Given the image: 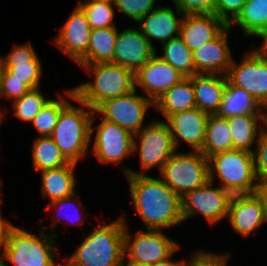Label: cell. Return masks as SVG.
<instances>
[{"mask_svg":"<svg viewBox=\"0 0 267 266\" xmlns=\"http://www.w3.org/2000/svg\"><path fill=\"white\" fill-rule=\"evenodd\" d=\"M92 151L103 163L119 164L133 151L134 135L119 125L102 119L96 126Z\"/></svg>","mask_w":267,"mask_h":266,"instance_id":"13","label":"cell"},{"mask_svg":"<svg viewBox=\"0 0 267 266\" xmlns=\"http://www.w3.org/2000/svg\"><path fill=\"white\" fill-rule=\"evenodd\" d=\"M72 100L80 103L82 107L68 104L59 114L57 124L50 135L61 154L68 162L75 163L85 157L86 151L94 132L93 117L95 111L75 98L73 88L67 90ZM88 109V110H85Z\"/></svg>","mask_w":267,"mask_h":266,"instance_id":"2","label":"cell"},{"mask_svg":"<svg viewBox=\"0 0 267 266\" xmlns=\"http://www.w3.org/2000/svg\"><path fill=\"white\" fill-rule=\"evenodd\" d=\"M183 76L169 63L155 53L151 59L135 73V85H139L154 103Z\"/></svg>","mask_w":267,"mask_h":266,"instance_id":"14","label":"cell"},{"mask_svg":"<svg viewBox=\"0 0 267 266\" xmlns=\"http://www.w3.org/2000/svg\"><path fill=\"white\" fill-rule=\"evenodd\" d=\"M261 48L267 53V35L263 38Z\"/></svg>","mask_w":267,"mask_h":266,"instance_id":"49","label":"cell"},{"mask_svg":"<svg viewBox=\"0 0 267 266\" xmlns=\"http://www.w3.org/2000/svg\"><path fill=\"white\" fill-rule=\"evenodd\" d=\"M91 36V26L86 13L78 5L54 39L56 45L79 63L86 55Z\"/></svg>","mask_w":267,"mask_h":266,"instance_id":"16","label":"cell"},{"mask_svg":"<svg viewBox=\"0 0 267 266\" xmlns=\"http://www.w3.org/2000/svg\"><path fill=\"white\" fill-rule=\"evenodd\" d=\"M149 266H184V261L175 262V261H172L169 256L168 258L161 260L159 262H156L155 264H152Z\"/></svg>","mask_w":267,"mask_h":266,"instance_id":"46","label":"cell"},{"mask_svg":"<svg viewBox=\"0 0 267 266\" xmlns=\"http://www.w3.org/2000/svg\"><path fill=\"white\" fill-rule=\"evenodd\" d=\"M226 78L249 92L262 108L267 107V53L261 47L251 50L239 64L232 59Z\"/></svg>","mask_w":267,"mask_h":266,"instance_id":"8","label":"cell"},{"mask_svg":"<svg viewBox=\"0 0 267 266\" xmlns=\"http://www.w3.org/2000/svg\"><path fill=\"white\" fill-rule=\"evenodd\" d=\"M101 1H109V2L114 3L115 0H101Z\"/></svg>","mask_w":267,"mask_h":266,"instance_id":"52","label":"cell"},{"mask_svg":"<svg viewBox=\"0 0 267 266\" xmlns=\"http://www.w3.org/2000/svg\"><path fill=\"white\" fill-rule=\"evenodd\" d=\"M154 102L148 97L131 93L101 103L94 111L101 113L106 121L115 123L131 134H137L144 126L146 110Z\"/></svg>","mask_w":267,"mask_h":266,"instance_id":"11","label":"cell"},{"mask_svg":"<svg viewBox=\"0 0 267 266\" xmlns=\"http://www.w3.org/2000/svg\"><path fill=\"white\" fill-rule=\"evenodd\" d=\"M164 55L159 56L169 63L174 69L178 70L183 76L190 77L196 75L193 61V51L178 36L162 44Z\"/></svg>","mask_w":267,"mask_h":266,"instance_id":"30","label":"cell"},{"mask_svg":"<svg viewBox=\"0 0 267 266\" xmlns=\"http://www.w3.org/2000/svg\"><path fill=\"white\" fill-rule=\"evenodd\" d=\"M2 119H3V113H0V123Z\"/></svg>","mask_w":267,"mask_h":266,"instance_id":"51","label":"cell"},{"mask_svg":"<svg viewBox=\"0 0 267 266\" xmlns=\"http://www.w3.org/2000/svg\"><path fill=\"white\" fill-rule=\"evenodd\" d=\"M242 114L262 115L263 108L249 92L232 85L226 78L223 100L216 115L222 118H229Z\"/></svg>","mask_w":267,"mask_h":266,"instance_id":"24","label":"cell"},{"mask_svg":"<svg viewBox=\"0 0 267 266\" xmlns=\"http://www.w3.org/2000/svg\"><path fill=\"white\" fill-rule=\"evenodd\" d=\"M48 100L45 99L39 88L29 90L21 98L13 101L14 115L31 123Z\"/></svg>","mask_w":267,"mask_h":266,"instance_id":"34","label":"cell"},{"mask_svg":"<svg viewBox=\"0 0 267 266\" xmlns=\"http://www.w3.org/2000/svg\"><path fill=\"white\" fill-rule=\"evenodd\" d=\"M212 182L191 190L181 198V212L185 221L196 214L203 216L211 224L228 217L229 202L232 194L222 187L212 188Z\"/></svg>","mask_w":267,"mask_h":266,"instance_id":"12","label":"cell"},{"mask_svg":"<svg viewBox=\"0 0 267 266\" xmlns=\"http://www.w3.org/2000/svg\"><path fill=\"white\" fill-rule=\"evenodd\" d=\"M162 181L181 198L209 180V161L201 152H175L160 171Z\"/></svg>","mask_w":267,"mask_h":266,"instance_id":"6","label":"cell"},{"mask_svg":"<svg viewBox=\"0 0 267 266\" xmlns=\"http://www.w3.org/2000/svg\"><path fill=\"white\" fill-rule=\"evenodd\" d=\"M0 266H7L6 263H4L3 260H0Z\"/></svg>","mask_w":267,"mask_h":266,"instance_id":"50","label":"cell"},{"mask_svg":"<svg viewBox=\"0 0 267 266\" xmlns=\"http://www.w3.org/2000/svg\"><path fill=\"white\" fill-rule=\"evenodd\" d=\"M156 0H115L114 5L123 14L138 22L143 16L153 11Z\"/></svg>","mask_w":267,"mask_h":266,"instance_id":"36","label":"cell"},{"mask_svg":"<svg viewBox=\"0 0 267 266\" xmlns=\"http://www.w3.org/2000/svg\"><path fill=\"white\" fill-rule=\"evenodd\" d=\"M258 182L255 194L261 199L267 218V178H261Z\"/></svg>","mask_w":267,"mask_h":266,"instance_id":"44","label":"cell"},{"mask_svg":"<svg viewBox=\"0 0 267 266\" xmlns=\"http://www.w3.org/2000/svg\"><path fill=\"white\" fill-rule=\"evenodd\" d=\"M155 51L140 29H125L117 34L112 63L135 74L151 59Z\"/></svg>","mask_w":267,"mask_h":266,"instance_id":"15","label":"cell"},{"mask_svg":"<svg viewBox=\"0 0 267 266\" xmlns=\"http://www.w3.org/2000/svg\"><path fill=\"white\" fill-rule=\"evenodd\" d=\"M229 30L230 26H227L215 39L193 51V61L197 74L226 76L233 59L227 43Z\"/></svg>","mask_w":267,"mask_h":266,"instance_id":"19","label":"cell"},{"mask_svg":"<svg viewBox=\"0 0 267 266\" xmlns=\"http://www.w3.org/2000/svg\"><path fill=\"white\" fill-rule=\"evenodd\" d=\"M209 180L213 183L216 170L222 188L232 195L253 194L258 184L253 153L244 150H229L208 157ZM215 169V170H213Z\"/></svg>","mask_w":267,"mask_h":266,"instance_id":"5","label":"cell"},{"mask_svg":"<svg viewBox=\"0 0 267 266\" xmlns=\"http://www.w3.org/2000/svg\"><path fill=\"white\" fill-rule=\"evenodd\" d=\"M209 114L194 107L183 112L170 115L166 120L169 125L175 148L180 139L201 152L206 136Z\"/></svg>","mask_w":267,"mask_h":266,"instance_id":"17","label":"cell"},{"mask_svg":"<svg viewBox=\"0 0 267 266\" xmlns=\"http://www.w3.org/2000/svg\"><path fill=\"white\" fill-rule=\"evenodd\" d=\"M41 226V238L14 227L8 236L3 258L15 266H57L54 260V231L47 236ZM54 234V235H53Z\"/></svg>","mask_w":267,"mask_h":266,"instance_id":"7","label":"cell"},{"mask_svg":"<svg viewBox=\"0 0 267 266\" xmlns=\"http://www.w3.org/2000/svg\"><path fill=\"white\" fill-rule=\"evenodd\" d=\"M229 150H233V143L227 118L209 115L201 153L208 158L215 153Z\"/></svg>","mask_w":267,"mask_h":266,"instance_id":"29","label":"cell"},{"mask_svg":"<svg viewBox=\"0 0 267 266\" xmlns=\"http://www.w3.org/2000/svg\"><path fill=\"white\" fill-rule=\"evenodd\" d=\"M178 15L214 13L217 0H173Z\"/></svg>","mask_w":267,"mask_h":266,"instance_id":"38","label":"cell"},{"mask_svg":"<svg viewBox=\"0 0 267 266\" xmlns=\"http://www.w3.org/2000/svg\"><path fill=\"white\" fill-rule=\"evenodd\" d=\"M229 255L226 254H212L205 251H197L190 259L187 266H227V259ZM184 266L186 264L184 263Z\"/></svg>","mask_w":267,"mask_h":266,"instance_id":"42","label":"cell"},{"mask_svg":"<svg viewBox=\"0 0 267 266\" xmlns=\"http://www.w3.org/2000/svg\"><path fill=\"white\" fill-rule=\"evenodd\" d=\"M180 246L160 230L137 231L132 238L126 226L124 230V257L137 264L152 265L164 260Z\"/></svg>","mask_w":267,"mask_h":266,"instance_id":"10","label":"cell"},{"mask_svg":"<svg viewBox=\"0 0 267 266\" xmlns=\"http://www.w3.org/2000/svg\"><path fill=\"white\" fill-rule=\"evenodd\" d=\"M184 14L180 19H177L174 11L169 7H157L153 11L143 16L138 22L140 23L141 33L152 44L150 37L161 40L164 44L167 41L180 36L181 25ZM176 34V36L174 35Z\"/></svg>","mask_w":267,"mask_h":266,"instance_id":"21","label":"cell"},{"mask_svg":"<svg viewBox=\"0 0 267 266\" xmlns=\"http://www.w3.org/2000/svg\"><path fill=\"white\" fill-rule=\"evenodd\" d=\"M155 108L167 119L170 115L196 107L192 81L183 78L169 88L155 103Z\"/></svg>","mask_w":267,"mask_h":266,"instance_id":"25","label":"cell"},{"mask_svg":"<svg viewBox=\"0 0 267 266\" xmlns=\"http://www.w3.org/2000/svg\"><path fill=\"white\" fill-rule=\"evenodd\" d=\"M86 13L91 29L116 27L113 23L114 9L112 2L101 0H87L78 3Z\"/></svg>","mask_w":267,"mask_h":266,"instance_id":"33","label":"cell"},{"mask_svg":"<svg viewBox=\"0 0 267 266\" xmlns=\"http://www.w3.org/2000/svg\"><path fill=\"white\" fill-rule=\"evenodd\" d=\"M227 25L212 13L184 14L180 37L191 50L215 39Z\"/></svg>","mask_w":267,"mask_h":266,"instance_id":"20","label":"cell"},{"mask_svg":"<svg viewBox=\"0 0 267 266\" xmlns=\"http://www.w3.org/2000/svg\"><path fill=\"white\" fill-rule=\"evenodd\" d=\"M124 260H125V257L123 259V262H122L121 266H149V265H144V264H137V263L130 262V261H128L127 265H126V264H124L125 263Z\"/></svg>","mask_w":267,"mask_h":266,"instance_id":"48","label":"cell"},{"mask_svg":"<svg viewBox=\"0 0 267 266\" xmlns=\"http://www.w3.org/2000/svg\"><path fill=\"white\" fill-rule=\"evenodd\" d=\"M136 136L140 141L139 146ZM138 147L142 172L157 165L161 171L163 165L176 152L169 125L164 121L151 122L135 134L133 151L138 150Z\"/></svg>","mask_w":267,"mask_h":266,"instance_id":"9","label":"cell"},{"mask_svg":"<svg viewBox=\"0 0 267 266\" xmlns=\"http://www.w3.org/2000/svg\"><path fill=\"white\" fill-rule=\"evenodd\" d=\"M246 2L247 0H217L213 14L229 26L241 13Z\"/></svg>","mask_w":267,"mask_h":266,"instance_id":"39","label":"cell"},{"mask_svg":"<svg viewBox=\"0 0 267 266\" xmlns=\"http://www.w3.org/2000/svg\"><path fill=\"white\" fill-rule=\"evenodd\" d=\"M75 196V194L74 195H71V196H68V197H65V198H61V199H58V200H55V201H53V202H51V204H49L48 203V208H47V210L49 211L50 210V208H51V206H61L62 207V205L63 204H66L65 205V207L66 206H68V208L70 207V205L72 206L73 205V203H74V201L72 200V198ZM64 206V205H63ZM67 208V207H66ZM75 216V215H74ZM73 216V217H74ZM71 217V216H70ZM80 218V219H79ZM79 218L78 219H76L75 220V223H73V224H76V225H78L79 227L83 224V222H81L80 220H81V215L79 216Z\"/></svg>","mask_w":267,"mask_h":266,"instance_id":"45","label":"cell"},{"mask_svg":"<svg viewBox=\"0 0 267 266\" xmlns=\"http://www.w3.org/2000/svg\"><path fill=\"white\" fill-rule=\"evenodd\" d=\"M192 81L196 108L215 115L220 108L226 88V76L219 74H196Z\"/></svg>","mask_w":267,"mask_h":266,"instance_id":"22","label":"cell"},{"mask_svg":"<svg viewBox=\"0 0 267 266\" xmlns=\"http://www.w3.org/2000/svg\"><path fill=\"white\" fill-rule=\"evenodd\" d=\"M117 28L91 29L87 55L78 64L112 63Z\"/></svg>","mask_w":267,"mask_h":266,"instance_id":"26","label":"cell"},{"mask_svg":"<svg viewBox=\"0 0 267 266\" xmlns=\"http://www.w3.org/2000/svg\"><path fill=\"white\" fill-rule=\"evenodd\" d=\"M37 57L31 44L15 45L5 58H0L1 64L30 63Z\"/></svg>","mask_w":267,"mask_h":266,"instance_id":"41","label":"cell"},{"mask_svg":"<svg viewBox=\"0 0 267 266\" xmlns=\"http://www.w3.org/2000/svg\"><path fill=\"white\" fill-rule=\"evenodd\" d=\"M77 164L69 162L65 166L40 171L42 175L41 193L50 202L75 194L74 168Z\"/></svg>","mask_w":267,"mask_h":266,"instance_id":"23","label":"cell"},{"mask_svg":"<svg viewBox=\"0 0 267 266\" xmlns=\"http://www.w3.org/2000/svg\"><path fill=\"white\" fill-rule=\"evenodd\" d=\"M263 110H265L262 114V122L267 127V107H264ZM263 127V132L267 135V129Z\"/></svg>","mask_w":267,"mask_h":266,"instance_id":"47","label":"cell"},{"mask_svg":"<svg viewBox=\"0 0 267 266\" xmlns=\"http://www.w3.org/2000/svg\"><path fill=\"white\" fill-rule=\"evenodd\" d=\"M227 120L231 129L233 149L253 153L252 144L258 139L257 133L263 131V126L258 128L257 125L259 120L262 121V115L242 114L229 117Z\"/></svg>","mask_w":267,"mask_h":266,"instance_id":"27","label":"cell"},{"mask_svg":"<svg viewBox=\"0 0 267 266\" xmlns=\"http://www.w3.org/2000/svg\"><path fill=\"white\" fill-rule=\"evenodd\" d=\"M88 73H94L95 80L73 88L75 98L95 110L106 100L131 93L136 89L135 74L117 64H79Z\"/></svg>","mask_w":267,"mask_h":266,"instance_id":"4","label":"cell"},{"mask_svg":"<svg viewBox=\"0 0 267 266\" xmlns=\"http://www.w3.org/2000/svg\"><path fill=\"white\" fill-rule=\"evenodd\" d=\"M256 150L253 152L256 176L258 179L267 178V135L263 131L259 133Z\"/></svg>","mask_w":267,"mask_h":266,"instance_id":"40","label":"cell"},{"mask_svg":"<svg viewBox=\"0 0 267 266\" xmlns=\"http://www.w3.org/2000/svg\"><path fill=\"white\" fill-rule=\"evenodd\" d=\"M59 99H49L31 122L40 133V137H48L52 134L60 112L69 104V101L59 95Z\"/></svg>","mask_w":267,"mask_h":266,"instance_id":"32","label":"cell"},{"mask_svg":"<svg viewBox=\"0 0 267 266\" xmlns=\"http://www.w3.org/2000/svg\"><path fill=\"white\" fill-rule=\"evenodd\" d=\"M15 226L12 223H9L6 220H3L0 213V249L3 248V253L0 255V260H3L4 250L8 243V236L10 231ZM2 256V257H1Z\"/></svg>","mask_w":267,"mask_h":266,"instance_id":"43","label":"cell"},{"mask_svg":"<svg viewBox=\"0 0 267 266\" xmlns=\"http://www.w3.org/2000/svg\"><path fill=\"white\" fill-rule=\"evenodd\" d=\"M237 23L244 35L264 38L267 35V0H247L241 13L229 25Z\"/></svg>","mask_w":267,"mask_h":266,"instance_id":"28","label":"cell"},{"mask_svg":"<svg viewBox=\"0 0 267 266\" xmlns=\"http://www.w3.org/2000/svg\"><path fill=\"white\" fill-rule=\"evenodd\" d=\"M32 156L33 166L37 171L58 168L69 163L50 136H38L34 140Z\"/></svg>","mask_w":267,"mask_h":266,"instance_id":"31","label":"cell"},{"mask_svg":"<svg viewBox=\"0 0 267 266\" xmlns=\"http://www.w3.org/2000/svg\"><path fill=\"white\" fill-rule=\"evenodd\" d=\"M228 220L234 231L242 236H249L254 229L267 222L261 199L255 193L232 195Z\"/></svg>","mask_w":267,"mask_h":266,"instance_id":"18","label":"cell"},{"mask_svg":"<svg viewBox=\"0 0 267 266\" xmlns=\"http://www.w3.org/2000/svg\"><path fill=\"white\" fill-rule=\"evenodd\" d=\"M133 204L146 228L161 230L183 222L181 197L162 179L124 168Z\"/></svg>","mask_w":267,"mask_h":266,"instance_id":"1","label":"cell"},{"mask_svg":"<svg viewBox=\"0 0 267 266\" xmlns=\"http://www.w3.org/2000/svg\"><path fill=\"white\" fill-rule=\"evenodd\" d=\"M1 67L6 69L13 78L22 80V83L30 90L40 86L42 67L38 56L30 63L1 64Z\"/></svg>","mask_w":267,"mask_h":266,"instance_id":"35","label":"cell"},{"mask_svg":"<svg viewBox=\"0 0 267 266\" xmlns=\"http://www.w3.org/2000/svg\"><path fill=\"white\" fill-rule=\"evenodd\" d=\"M30 89L22 83V80L13 78V76L1 67L0 71V96L13 98L14 100L21 98Z\"/></svg>","mask_w":267,"mask_h":266,"instance_id":"37","label":"cell"},{"mask_svg":"<svg viewBox=\"0 0 267 266\" xmlns=\"http://www.w3.org/2000/svg\"><path fill=\"white\" fill-rule=\"evenodd\" d=\"M95 227L62 266H121L124 259V216Z\"/></svg>","mask_w":267,"mask_h":266,"instance_id":"3","label":"cell"}]
</instances>
